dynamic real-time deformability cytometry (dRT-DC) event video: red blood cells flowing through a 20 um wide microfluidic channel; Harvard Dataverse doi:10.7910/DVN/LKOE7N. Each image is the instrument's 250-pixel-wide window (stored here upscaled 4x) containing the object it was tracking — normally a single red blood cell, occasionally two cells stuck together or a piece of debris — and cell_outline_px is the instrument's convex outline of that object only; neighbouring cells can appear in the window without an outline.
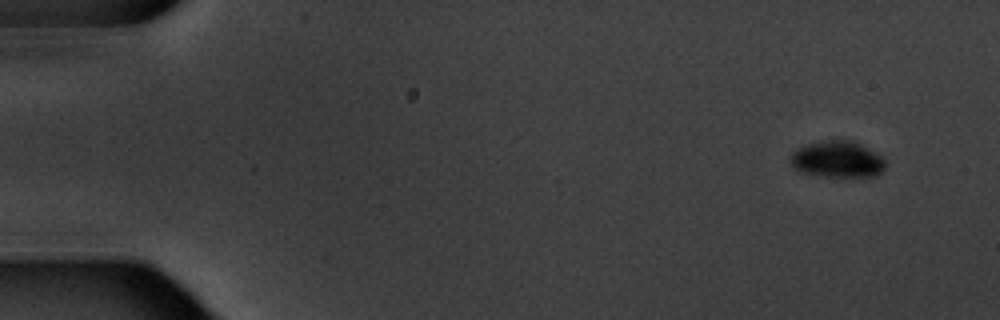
{"species": "common noctule bat (a hibernating species)", "species_latin": "Nyctalus noctula", "temperature_condition": "warm", "stored_images_in_passage": 5, "camera_frame_rate_fps": 3000, "um_per_image_px": 0.085, "animal": {"sex": "male", "body_mass_g": 20.1, "forearm_length_mm": 53.5}, "frame": {"image": 1, "passage_image": 1, "time_ms": 0.0, "image_size_px": [1000, 320], "cell_outline_px": [[884, 168], [876, 176], [820, 176], [800, 172], [792, 168], [788, 160], [788, 156], [792, 152], [800, 148], [812, 144], [832, 140], [852, 140], [880, 156], [884, 160]], "centroid_in_image_um": [71.11, 13.57], "position_along_channel_um": 13.9, "area_um2": 19.83}}
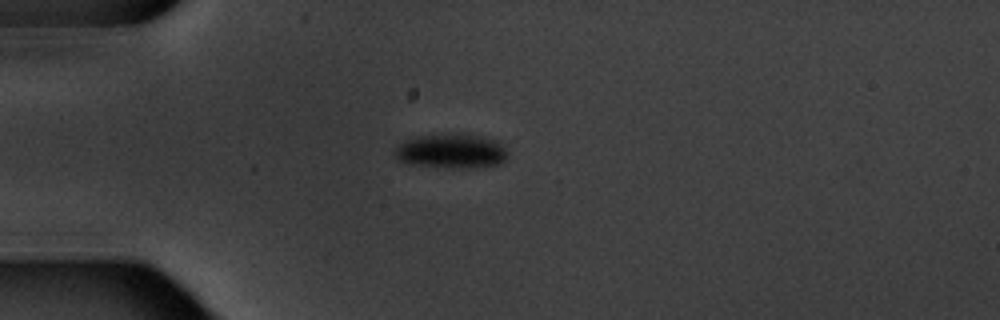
{"frame": {"image": 2, "passage_image": 4, "time_ms": 4.0, "image_size_px": [1000, 320], "cell_outline_px": [[504, 160], [500, 164], [460, 168], [452, 168], [408, 164], [396, 160], [392, 152], [404, 140], [416, 136], [460, 132], [500, 140], [504, 148]], "centroid_in_image_um": [38.29, 12.82], "position_along_channel_um": 46.7, "area_um2": 23.0}}